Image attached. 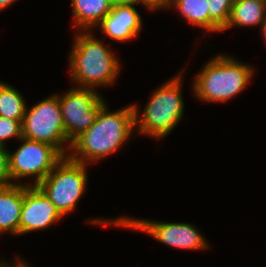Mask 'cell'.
<instances>
[{
    "label": "cell",
    "instance_id": "obj_1",
    "mask_svg": "<svg viewBox=\"0 0 266 267\" xmlns=\"http://www.w3.org/2000/svg\"><path fill=\"white\" fill-rule=\"evenodd\" d=\"M105 103L94 124L71 142L68 157L73 161L97 163L98 160L120 150L135 130L133 104L109 112Z\"/></svg>",
    "mask_w": 266,
    "mask_h": 267
},
{
    "label": "cell",
    "instance_id": "obj_2",
    "mask_svg": "<svg viewBox=\"0 0 266 267\" xmlns=\"http://www.w3.org/2000/svg\"><path fill=\"white\" fill-rule=\"evenodd\" d=\"M78 32L68 59L72 81L91 89L114 84L121 69L118 57L91 31Z\"/></svg>",
    "mask_w": 266,
    "mask_h": 267
},
{
    "label": "cell",
    "instance_id": "obj_3",
    "mask_svg": "<svg viewBox=\"0 0 266 267\" xmlns=\"http://www.w3.org/2000/svg\"><path fill=\"white\" fill-rule=\"evenodd\" d=\"M254 67L232 56L217 55L205 63L194 78L192 90L204 102H226L251 82Z\"/></svg>",
    "mask_w": 266,
    "mask_h": 267
},
{
    "label": "cell",
    "instance_id": "obj_4",
    "mask_svg": "<svg viewBox=\"0 0 266 267\" xmlns=\"http://www.w3.org/2000/svg\"><path fill=\"white\" fill-rule=\"evenodd\" d=\"M182 75L183 73L180 72L153 91L142 115L137 105L133 104L138 134H145L159 140L170 134L181 121L184 115Z\"/></svg>",
    "mask_w": 266,
    "mask_h": 267
},
{
    "label": "cell",
    "instance_id": "obj_5",
    "mask_svg": "<svg viewBox=\"0 0 266 267\" xmlns=\"http://www.w3.org/2000/svg\"><path fill=\"white\" fill-rule=\"evenodd\" d=\"M87 166L65 156L38 185L63 218L74 211L85 192Z\"/></svg>",
    "mask_w": 266,
    "mask_h": 267
},
{
    "label": "cell",
    "instance_id": "obj_6",
    "mask_svg": "<svg viewBox=\"0 0 266 267\" xmlns=\"http://www.w3.org/2000/svg\"><path fill=\"white\" fill-rule=\"evenodd\" d=\"M21 128L23 138L54 146L64 157L68 156L71 142L66 136L59 97L56 94L27 108Z\"/></svg>",
    "mask_w": 266,
    "mask_h": 267
},
{
    "label": "cell",
    "instance_id": "obj_7",
    "mask_svg": "<svg viewBox=\"0 0 266 267\" xmlns=\"http://www.w3.org/2000/svg\"><path fill=\"white\" fill-rule=\"evenodd\" d=\"M89 223L114 225L120 228H128L135 231L145 232L152 236L154 239L179 249L188 250H206L210 249L208 242L200 231L190 223L181 222H163L152 221L145 219H134L132 217H119L115 220L93 219L89 220Z\"/></svg>",
    "mask_w": 266,
    "mask_h": 267
},
{
    "label": "cell",
    "instance_id": "obj_8",
    "mask_svg": "<svg viewBox=\"0 0 266 267\" xmlns=\"http://www.w3.org/2000/svg\"><path fill=\"white\" fill-rule=\"evenodd\" d=\"M19 141H22L19 148L8 153L11 184H21L16 181L34 177L31 186H38L64 156L49 144L23 137Z\"/></svg>",
    "mask_w": 266,
    "mask_h": 267
},
{
    "label": "cell",
    "instance_id": "obj_9",
    "mask_svg": "<svg viewBox=\"0 0 266 267\" xmlns=\"http://www.w3.org/2000/svg\"><path fill=\"white\" fill-rule=\"evenodd\" d=\"M56 95L59 97L63 124L70 142L94 124L100 108L105 104L101 94L91 88L75 86L63 95Z\"/></svg>",
    "mask_w": 266,
    "mask_h": 267
},
{
    "label": "cell",
    "instance_id": "obj_10",
    "mask_svg": "<svg viewBox=\"0 0 266 267\" xmlns=\"http://www.w3.org/2000/svg\"><path fill=\"white\" fill-rule=\"evenodd\" d=\"M63 216L38 186L24 184L20 235L49 228Z\"/></svg>",
    "mask_w": 266,
    "mask_h": 267
},
{
    "label": "cell",
    "instance_id": "obj_11",
    "mask_svg": "<svg viewBox=\"0 0 266 267\" xmlns=\"http://www.w3.org/2000/svg\"><path fill=\"white\" fill-rule=\"evenodd\" d=\"M137 3L114 2L111 12L96 26L106 37L115 41L128 42L142 30V19L135 8Z\"/></svg>",
    "mask_w": 266,
    "mask_h": 267
},
{
    "label": "cell",
    "instance_id": "obj_12",
    "mask_svg": "<svg viewBox=\"0 0 266 267\" xmlns=\"http://www.w3.org/2000/svg\"><path fill=\"white\" fill-rule=\"evenodd\" d=\"M24 183L0 188V234L20 235Z\"/></svg>",
    "mask_w": 266,
    "mask_h": 267
},
{
    "label": "cell",
    "instance_id": "obj_13",
    "mask_svg": "<svg viewBox=\"0 0 266 267\" xmlns=\"http://www.w3.org/2000/svg\"><path fill=\"white\" fill-rule=\"evenodd\" d=\"M115 0H71L73 27L79 31H91L113 8Z\"/></svg>",
    "mask_w": 266,
    "mask_h": 267
},
{
    "label": "cell",
    "instance_id": "obj_14",
    "mask_svg": "<svg viewBox=\"0 0 266 267\" xmlns=\"http://www.w3.org/2000/svg\"><path fill=\"white\" fill-rule=\"evenodd\" d=\"M266 19V0H235L226 26L221 30L233 26L253 27L263 25Z\"/></svg>",
    "mask_w": 266,
    "mask_h": 267
},
{
    "label": "cell",
    "instance_id": "obj_15",
    "mask_svg": "<svg viewBox=\"0 0 266 267\" xmlns=\"http://www.w3.org/2000/svg\"><path fill=\"white\" fill-rule=\"evenodd\" d=\"M175 7L190 24L206 31L221 32V28L209 17L208 0H172L168 6Z\"/></svg>",
    "mask_w": 266,
    "mask_h": 267
},
{
    "label": "cell",
    "instance_id": "obj_16",
    "mask_svg": "<svg viewBox=\"0 0 266 267\" xmlns=\"http://www.w3.org/2000/svg\"><path fill=\"white\" fill-rule=\"evenodd\" d=\"M23 95L8 83L0 82V116L17 120L22 124L26 113Z\"/></svg>",
    "mask_w": 266,
    "mask_h": 267
},
{
    "label": "cell",
    "instance_id": "obj_17",
    "mask_svg": "<svg viewBox=\"0 0 266 267\" xmlns=\"http://www.w3.org/2000/svg\"><path fill=\"white\" fill-rule=\"evenodd\" d=\"M235 0H208L209 17L223 29L228 23Z\"/></svg>",
    "mask_w": 266,
    "mask_h": 267
},
{
    "label": "cell",
    "instance_id": "obj_18",
    "mask_svg": "<svg viewBox=\"0 0 266 267\" xmlns=\"http://www.w3.org/2000/svg\"><path fill=\"white\" fill-rule=\"evenodd\" d=\"M22 138L21 123L17 120H12L6 117L0 116V145H6L5 140Z\"/></svg>",
    "mask_w": 266,
    "mask_h": 267
},
{
    "label": "cell",
    "instance_id": "obj_19",
    "mask_svg": "<svg viewBox=\"0 0 266 267\" xmlns=\"http://www.w3.org/2000/svg\"><path fill=\"white\" fill-rule=\"evenodd\" d=\"M7 147L0 145V188L11 185Z\"/></svg>",
    "mask_w": 266,
    "mask_h": 267
},
{
    "label": "cell",
    "instance_id": "obj_20",
    "mask_svg": "<svg viewBox=\"0 0 266 267\" xmlns=\"http://www.w3.org/2000/svg\"><path fill=\"white\" fill-rule=\"evenodd\" d=\"M172 0H143V5L153 11L163 8H168Z\"/></svg>",
    "mask_w": 266,
    "mask_h": 267
},
{
    "label": "cell",
    "instance_id": "obj_21",
    "mask_svg": "<svg viewBox=\"0 0 266 267\" xmlns=\"http://www.w3.org/2000/svg\"><path fill=\"white\" fill-rule=\"evenodd\" d=\"M16 0H0V12L6 9L8 6L12 5L15 3Z\"/></svg>",
    "mask_w": 266,
    "mask_h": 267
},
{
    "label": "cell",
    "instance_id": "obj_22",
    "mask_svg": "<svg viewBox=\"0 0 266 267\" xmlns=\"http://www.w3.org/2000/svg\"><path fill=\"white\" fill-rule=\"evenodd\" d=\"M17 262H15L16 264H9L8 262H4L2 260H0V267H18V260L16 259Z\"/></svg>",
    "mask_w": 266,
    "mask_h": 267
},
{
    "label": "cell",
    "instance_id": "obj_23",
    "mask_svg": "<svg viewBox=\"0 0 266 267\" xmlns=\"http://www.w3.org/2000/svg\"><path fill=\"white\" fill-rule=\"evenodd\" d=\"M117 2H126V3H137L143 5V0H115Z\"/></svg>",
    "mask_w": 266,
    "mask_h": 267
},
{
    "label": "cell",
    "instance_id": "obj_24",
    "mask_svg": "<svg viewBox=\"0 0 266 267\" xmlns=\"http://www.w3.org/2000/svg\"><path fill=\"white\" fill-rule=\"evenodd\" d=\"M260 28H261L262 36L264 37V41H265V43H266V19H265V21H264L262 27H260Z\"/></svg>",
    "mask_w": 266,
    "mask_h": 267
},
{
    "label": "cell",
    "instance_id": "obj_25",
    "mask_svg": "<svg viewBox=\"0 0 266 267\" xmlns=\"http://www.w3.org/2000/svg\"><path fill=\"white\" fill-rule=\"evenodd\" d=\"M18 259V267H29L30 265H27L26 262H23V260ZM31 267V266H30Z\"/></svg>",
    "mask_w": 266,
    "mask_h": 267
}]
</instances>
